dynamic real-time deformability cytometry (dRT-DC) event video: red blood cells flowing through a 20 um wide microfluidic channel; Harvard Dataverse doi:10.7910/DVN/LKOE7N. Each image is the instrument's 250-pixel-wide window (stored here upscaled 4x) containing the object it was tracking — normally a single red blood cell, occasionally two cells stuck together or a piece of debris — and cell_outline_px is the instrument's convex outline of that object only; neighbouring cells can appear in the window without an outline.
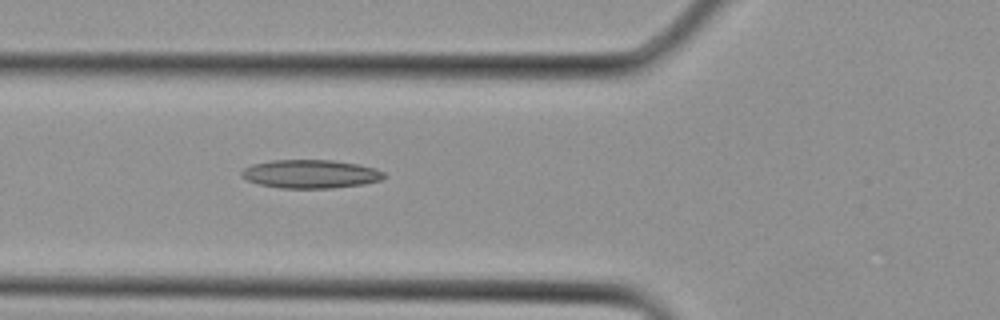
{"species": "Egyptian fruit bat (a non-hibernating species)", "species_latin": "Rousettus aegyptiacus", "temperature_condition": "cold", "stored_images_in_passage": 2, "camera_frame_rate_fps": 3000, "um_per_image_px": 0.085, "animal": {"sex": "female"}, "frame": {"image": 1, "passage_image": 2, "time_ms": 0.333, "image_size_px": [1000, 320], "cell_outline_px": [[388, 176], [380, 180], [364, 184], [332, 188], [280, 188], [256, 184], [240, 176], [240, 172], [244, 168], [252, 164], [272, 160], [332, 160], [360, 164], [376, 168], [384, 172]], "centroid_in_image_um": [26.4, 14.79], "position_along_channel_um": 99.4, "area_um2": 23.93}}